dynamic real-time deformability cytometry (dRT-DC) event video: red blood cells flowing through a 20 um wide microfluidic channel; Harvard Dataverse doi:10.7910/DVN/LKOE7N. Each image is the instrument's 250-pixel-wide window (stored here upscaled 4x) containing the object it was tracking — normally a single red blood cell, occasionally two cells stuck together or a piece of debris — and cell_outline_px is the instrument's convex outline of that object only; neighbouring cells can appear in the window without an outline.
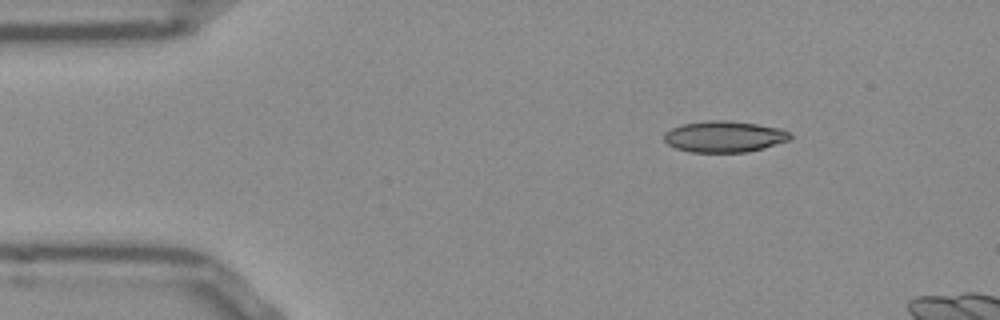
{"species": "Egyptian fruit bat (a non-hibernating species)", "species_latin": "Rousettus aegyptiacus", "temperature_condition": "room temperature", "stored_images_in_passage": 11, "camera_frame_rate_fps": 3000, "um_per_image_px": 0.085, "frame": {"image": 1, "passage_image": 4, "time_ms": 1.0, "image_size_px": [1000, 320], "cell_outline_px": [[792, 140], [764, 148], [744, 152], [692, 152], [676, 148], [668, 144], [664, 140], [664, 132], [680, 124], [708, 120], [724, 120], [756, 124], [780, 128], [788, 132], [792, 136]], "centroid_in_image_um": [61.57, 11.61], "position_along_channel_um": 23.4, "area_um2": 23.0}}